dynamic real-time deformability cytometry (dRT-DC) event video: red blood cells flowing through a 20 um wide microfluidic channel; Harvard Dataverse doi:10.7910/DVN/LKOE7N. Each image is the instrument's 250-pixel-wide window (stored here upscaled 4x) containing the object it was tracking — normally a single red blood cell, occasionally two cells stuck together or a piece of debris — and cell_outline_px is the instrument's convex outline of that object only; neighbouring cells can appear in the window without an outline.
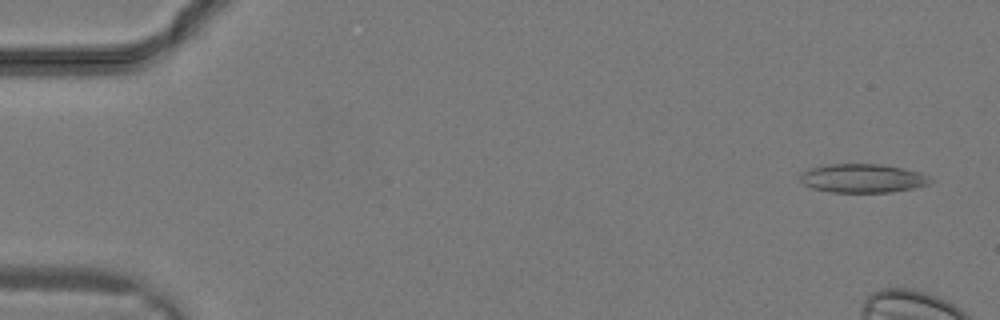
{"species": "common noctule bat (a hibernating species)", "species_latin": "Nyctalus noctula", "temperature_condition": "warm", "stored_images_in_passage": 7, "camera_frame_rate_fps": 3000, "um_per_image_px": 0.085, "animal": {"sex": "male", "body_mass_g": 19.2, "forearm_length_mm": 51.8}, "frame": {"image": 1, "passage_image": 2, "time_ms": 0.333, "image_size_px": [1000, 320], "cell_outline_px": [[932, 180], [928, 184], [912, 188], [892, 192], [832, 192], [812, 188], [804, 184], [800, 180], [800, 172], [812, 168], [828, 164], [880, 164], [904, 168], [920, 172], [928, 176]], "centroid_in_image_um": [73.32, 15.15], "position_along_channel_um": 11.7, "area_um2": 21.73}}